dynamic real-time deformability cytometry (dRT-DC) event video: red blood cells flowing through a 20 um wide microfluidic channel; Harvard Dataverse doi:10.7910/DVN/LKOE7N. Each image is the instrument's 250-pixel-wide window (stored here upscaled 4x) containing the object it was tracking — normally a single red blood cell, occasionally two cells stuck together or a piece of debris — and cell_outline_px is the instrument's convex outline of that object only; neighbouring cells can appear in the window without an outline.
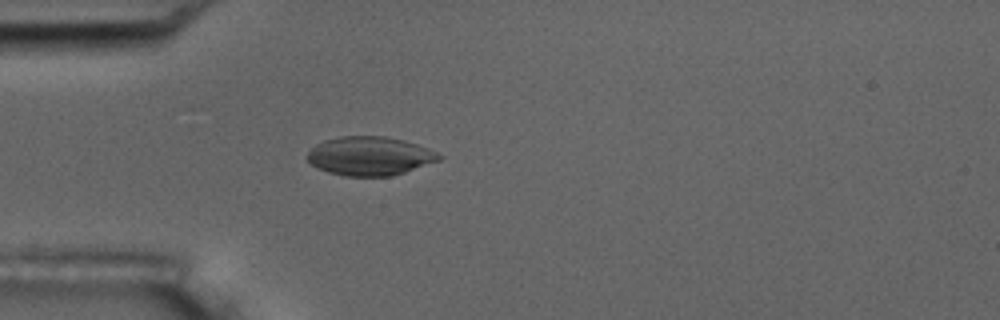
{"species": "common noctule bat (a hibernating species)", "species_latin": "Nyctalus noctula", "temperature_condition": "room temperature", "stored_images_in_passage": 2, "camera_frame_rate_fps": 3000, "um_per_image_px": 0.085, "animal": {"sex": "male", "body_mass_g": 17.5, "forearm_length_mm": 52.3}, "frame": {"image": 1, "passage_image": 2, "time_ms": 1.0, "image_size_px": [1000, 320], "cell_outline_px": [[444, 156], [440, 160], [392, 176], [344, 176], [328, 172], [312, 164], [308, 160], [308, 152], [316, 144], [324, 140], [340, 136], [384, 136], [404, 140], [428, 148]], "centroid_in_image_um": [31.45, 13.26], "position_along_channel_um": 53.6, "area_um2": 29.65}}